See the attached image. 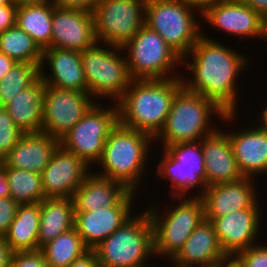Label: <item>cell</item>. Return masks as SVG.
Here are the masks:
<instances>
[{"mask_svg": "<svg viewBox=\"0 0 267 267\" xmlns=\"http://www.w3.org/2000/svg\"><path fill=\"white\" fill-rule=\"evenodd\" d=\"M207 36L202 33L190 52L182 58L186 68L193 73L191 80L181 78L183 86L212 100L226 113H237L236 77L247 67L248 58ZM189 55L191 63L186 60Z\"/></svg>", "mask_w": 267, "mask_h": 267, "instance_id": "cell-1", "label": "cell"}, {"mask_svg": "<svg viewBox=\"0 0 267 267\" xmlns=\"http://www.w3.org/2000/svg\"><path fill=\"white\" fill-rule=\"evenodd\" d=\"M170 79H133L116 102L119 123L153 139L162 130L177 92L181 75Z\"/></svg>", "mask_w": 267, "mask_h": 267, "instance_id": "cell-2", "label": "cell"}, {"mask_svg": "<svg viewBox=\"0 0 267 267\" xmlns=\"http://www.w3.org/2000/svg\"><path fill=\"white\" fill-rule=\"evenodd\" d=\"M213 113L228 123L236 116V113H226L212 100L183 86L173 100L162 130L154 139L156 142L161 140L163 148L200 141L218 129L210 124Z\"/></svg>", "mask_w": 267, "mask_h": 267, "instance_id": "cell-3", "label": "cell"}, {"mask_svg": "<svg viewBox=\"0 0 267 267\" xmlns=\"http://www.w3.org/2000/svg\"><path fill=\"white\" fill-rule=\"evenodd\" d=\"M153 140L149 134L118 122L106 139L97 163L104 171L95 174L121 182L131 191H138L137 184L145 175L148 151Z\"/></svg>", "mask_w": 267, "mask_h": 267, "instance_id": "cell-4", "label": "cell"}, {"mask_svg": "<svg viewBox=\"0 0 267 267\" xmlns=\"http://www.w3.org/2000/svg\"><path fill=\"white\" fill-rule=\"evenodd\" d=\"M145 210L131 216L93 249L100 267H149L145 262L154 256L153 228Z\"/></svg>", "mask_w": 267, "mask_h": 267, "instance_id": "cell-5", "label": "cell"}, {"mask_svg": "<svg viewBox=\"0 0 267 267\" xmlns=\"http://www.w3.org/2000/svg\"><path fill=\"white\" fill-rule=\"evenodd\" d=\"M175 197L180 200L176 207H168L164 216L159 207L146 208L153 228V249L156 257L171 260L183 247L196 227L205 220V207L201 197ZM183 199V200H182ZM162 215H160V214Z\"/></svg>", "mask_w": 267, "mask_h": 267, "instance_id": "cell-6", "label": "cell"}, {"mask_svg": "<svg viewBox=\"0 0 267 267\" xmlns=\"http://www.w3.org/2000/svg\"><path fill=\"white\" fill-rule=\"evenodd\" d=\"M123 51V48L96 42L81 52L87 92L93 98L109 97L117 102L130 86L133 79L126 56L120 54Z\"/></svg>", "mask_w": 267, "mask_h": 267, "instance_id": "cell-7", "label": "cell"}, {"mask_svg": "<svg viewBox=\"0 0 267 267\" xmlns=\"http://www.w3.org/2000/svg\"><path fill=\"white\" fill-rule=\"evenodd\" d=\"M194 10L182 0H146L144 24L183 58L202 35Z\"/></svg>", "mask_w": 267, "mask_h": 267, "instance_id": "cell-8", "label": "cell"}, {"mask_svg": "<svg viewBox=\"0 0 267 267\" xmlns=\"http://www.w3.org/2000/svg\"><path fill=\"white\" fill-rule=\"evenodd\" d=\"M122 48L125 54L129 52L126 59L132 79H170L178 77L171 72H174L177 64L182 65V58L157 32L147 25L144 24L139 32Z\"/></svg>", "mask_w": 267, "mask_h": 267, "instance_id": "cell-9", "label": "cell"}, {"mask_svg": "<svg viewBox=\"0 0 267 267\" xmlns=\"http://www.w3.org/2000/svg\"><path fill=\"white\" fill-rule=\"evenodd\" d=\"M163 154L157 166L156 175L168 179L171 183V197H187V191L200 187L201 197L206 186V170L201 149V140L196 142L178 143L162 148Z\"/></svg>", "mask_w": 267, "mask_h": 267, "instance_id": "cell-10", "label": "cell"}, {"mask_svg": "<svg viewBox=\"0 0 267 267\" xmlns=\"http://www.w3.org/2000/svg\"><path fill=\"white\" fill-rule=\"evenodd\" d=\"M113 105L104 109L96 102L60 140L65 150L75 153L90 168L100 161L105 141L119 122L117 104Z\"/></svg>", "mask_w": 267, "mask_h": 267, "instance_id": "cell-11", "label": "cell"}, {"mask_svg": "<svg viewBox=\"0 0 267 267\" xmlns=\"http://www.w3.org/2000/svg\"><path fill=\"white\" fill-rule=\"evenodd\" d=\"M146 0H99L93 11L97 42L122 48L145 23Z\"/></svg>", "mask_w": 267, "mask_h": 267, "instance_id": "cell-12", "label": "cell"}, {"mask_svg": "<svg viewBox=\"0 0 267 267\" xmlns=\"http://www.w3.org/2000/svg\"><path fill=\"white\" fill-rule=\"evenodd\" d=\"M95 103L88 92L45 84L42 131L60 141Z\"/></svg>", "mask_w": 267, "mask_h": 267, "instance_id": "cell-13", "label": "cell"}, {"mask_svg": "<svg viewBox=\"0 0 267 267\" xmlns=\"http://www.w3.org/2000/svg\"><path fill=\"white\" fill-rule=\"evenodd\" d=\"M89 170V165L81 158L59 145L40 174L45 197L72 198L91 173Z\"/></svg>", "mask_w": 267, "mask_h": 267, "instance_id": "cell-14", "label": "cell"}, {"mask_svg": "<svg viewBox=\"0 0 267 267\" xmlns=\"http://www.w3.org/2000/svg\"><path fill=\"white\" fill-rule=\"evenodd\" d=\"M134 193L137 192L130 190L112 207L90 212L74 211V228L89 249H94L132 216Z\"/></svg>", "mask_w": 267, "mask_h": 267, "instance_id": "cell-15", "label": "cell"}, {"mask_svg": "<svg viewBox=\"0 0 267 267\" xmlns=\"http://www.w3.org/2000/svg\"><path fill=\"white\" fill-rule=\"evenodd\" d=\"M261 213L260 207H250L220 218L205 219L214 225L224 253L227 256H235L238 252L258 243L256 238L260 233Z\"/></svg>", "mask_w": 267, "mask_h": 267, "instance_id": "cell-16", "label": "cell"}, {"mask_svg": "<svg viewBox=\"0 0 267 267\" xmlns=\"http://www.w3.org/2000/svg\"><path fill=\"white\" fill-rule=\"evenodd\" d=\"M96 42L93 13L54 6L49 47L82 52Z\"/></svg>", "mask_w": 267, "mask_h": 267, "instance_id": "cell-17", "label": "cell"}, {"mask_svg": "<svg viewBox=\"0 0 267 267\" xmlns=\"http://www.w3.org/2000/svg\"><path fill=\"white\" fill-rule=\"evenodd\" d=\"M205 22L228 34L240 37L265 38V19L242 0H226L207 8Z\"/></svg>", "mask_w": 267, "mask_h": 267, "instance_id": "cell-18", "label": "cell"}, {"mask_svg": "<svg viewBox=\"0 0 267 267\" xmlns=\"http://www.w3.org/2000/svg\"><path fill=\"white\" fill-rule=\"evenodd\" d=\"M252 179L243 177L235 182L208 186L201 196L205 207V218H220L232 212L259 207Z\"/></svg>", "mask_w": 267, "mask_h": 267, "instance_id": "cell-19", "label": "cell"}, {"mask_svg": "<svg viewBox=\"0 0 267 267\" xmlns=\"http://www.w3.org/2000/svg\"><path fill=\"white\" fill-rule=\"evenodd\" d=\"M47 64L51 70V75H47L43 71ZM40 78L45 84L60 89L87 92L81 52L78 51L55 47L45 48L40 64Z\"/></svg>", "mask_w": 267, "mask_h": 267, "instance_id": "cell-20", "label": "cell"}, {"mask_svg": "<svg viewBox=\"0 0 267 267\" xmlns=\"http://www.w3.org/2000/svg\"><path fill=\"white\" fill-rule=\"evenodd\" d=\"M228 256L224 253L211 221L203 220L171 259L175 267H214Z\"/></svg>", "mask_w": 267, "mask_h": 267, "instance_id": "cell-21", "label": "cell"}, {"mask_svg": "<svg viewBox=\"0 0 267 267\" xmlns=\"http://www.w3.org/2000/svg\"><path fill=\"white\" fill-rule=\"evenodd\" d=\"M219 128L201 139L206 186L235 182L243 178L234 157L229 135Z\"/></svg>", "mask_w": 267, "mask_h": 267, "instance_id": "cell-22", "label": "cell"}, {"mask_svg": "<svg viewBox=\"0 0 267 267\" xmlns=\"http://www.w3.org/2000/svg\"><path fill=\"white\" fill-rule=\"evenodd\" d=\"M227 134L242 176L267 174V132L251 126Z\"/></svg>", "mask_w": 267, "mask_h": 267, "instance_id": "cell-23", "label": "cell"}, {"mask_svg": "<svg viewBox=\"0 0 267 267\" xmlns=\"http://www.w3.org/2000/svg\"><path fill=\"white\" fill-rule=\"evenodd\" d=\"M59 145V140L43 131L24 133L15 147L2 159V162L6 167L41 174Z\"/></svg>", "mask_w": 267, "mask_h": 267, "instance_id": "cell-24", "label": "cell"}, {"mask_svg": "<svg viewBox=\"0 0 267 267\" xmlns=\"http://www.w3.org/2000/svg\"><path fill=\"white\" fill-rule=\"evenodd\" d=\"M129 191L121 182L91 172L72 196L74 211L115 206Z\"/></svg>", "mask_w": 267, "mask_h": 267, "instance_id": "cell-25", "label": "cell"}, {"mask_svg": "<svg viewBox=\"0 0 267 267\" xmlns=\"http://www.w3.org/2000/svg\"><path fill=\"white\" fill-rule=\"evenodd\" d=\"M44 87L45 83L39 77L4 106L23 133L42 131Z\"/></svg>", "mask_w": 267, "mask_h": 267, "instance_id": "cell-26", "label": "cell"}, {"mask_svg": "<svg viewBox=\"0 0 267 267\" xmlns=\"http://www.w3.org/2000/svg\"><path fill=\"white\" fill-rule=\"evenodd\" d=\"M74 228L72 198H45L40 203L39 250L59 235Z\"/></svg>", "mask_w": 267, "mask_h": 267, "instance_id": "cell-27", "label": "cell"}, {"mask_svg": "<svg viewBox=\"0 0 267 267\" xmlns=\"http://www.w3.org/2000/svg\"><path fill=\"white\" fill-rule=\"evenodd\" d=\"M40 203L19 204L4 240L12 253L38 251Z\"/></svg>", "mask_w": 267, "mask_h": 267, "instance_id": "cell-28", "label": "cell"}, {"mask_svg": "<svg viewBox=\"0 0 267 267\" xmlns=\"http://www.w3.org/2000/svg\"><path fill=\"white\" fill-rule=\"evenodd\" d=\"M54 1L17 7L16 25L44 50L51 45Z\"/></svg>", "mask_w": 267, "mask_h": 267, "instance_id": "cell-29", "label": "cell"}, {"mask_svg": "<svg viewBox=\"0 0 267 267\" xmlns=\"http://www.w3.org/2000/svg\"><path fill=\"white\" fill-rule=\"evenodd\" d=\"M88 250L89 248L75 228L59 235L40 248L44 260L50 267H67Z\"/></svg>", "mask_w": 267, "mask_h": 267, "instance_id": "cell-30", "label": "cell"}, {"mask_svg": "<svg viewBox=\"0 0 267 267\" xmlns=\"http://www.w3.org/2000/svg\"><path fill=\"white\" fill-rule=\"evenodd\" d=\"M0 52L17 63L37 64L40 67L43 50L17 25L0 34Z\"/></svg>", "mask_w": 267, "mask_h": 267, "instance_id": "cell-31", "label": "cell"}, {"mask_svg": "<svg viewBox=\"0 0 267 267\" xmlns=\"http://www.w3.org/2000/svg\"><path fill=\"white\" fill-rule=\"evenodd\" d=\"M10 197L18 204L41 203L45 199L39 173L6 167Z\"/></svg>", "mask_w": 267, "mask_h": 267, "instance_id": "cell-32", "label": "cell"}, {"mask_svg": "<svg viewBox=\"0 0 267 267\" xmlns=\"http://www.w3.org/2000/svg\"><path fill=\"white\" fill-rule=\"evenodd\" d=\"M40 77L37 64L16 63L9 72L0 79V107L10 102L18 92L31 86Z\"/></svg>", "mask_w": 267, "mask_h": 267, "instance_id": "cell-33", "label": "cell"}, {"mask_svg": "<svg viewBox=\"0 0 267 267\" xmlns=\"http://www.w3.org/2000/svg\"><path fill=\"white\" fill-rule=\"evenodd\" d=\"M23 134L8 111L0 107V161L15 147Z\"/></svg>", "mask_w": 267, "mask_h": 267, "instance_id": "cell-34", "label": "cell"}, {"mask_svg": "<svg viewBox=\"0 0 267 267\" xmlns=\"http://www.w3.org/2000/svg\"><path fill=\"white\" fill-rule=\"evenodd\" d=\"M243 267H267V246L256 244L234 256Z\"/></svg>", "mask_w": 267, "mask_h": 267, "instance_id": "cell-35", "label": "cell"}, {"mask_svg": "<svg viewBox=\"0 0 267 267\" xmlns=\"http://www.w3.org/2000/svg\"><path fill=\"white\" fill-rule=\"evenodd\" d=\"M9 267H50L40 250L14 252L11 254Z\"/></svg>", "mask_w": 267, "mask_h": 267, "instance_id": "cell-36", "label": "cell"}, {"mask_svg": "<svg viewBox=\"0 0 267 267\" xmlns=\"http://www.w3.org/2000/svg\"><path fill=\"white\" fill-rule=\"evenodd\" d=\"M19 204L11 197H0V237H4L16 217Z\"/></svg>", "mask_w": 267, "mask_h": 267, "instance_id": "cell-37", "label": "cell"}, {"mask_svg": "<svg viewBox=\"0 0 267 267\" xmlns=\"http://www.w3.org/2000/svg\"><path fill=\"white\" fill-rule=\"evenodd\" d=\"M17 6L12 3L0 5V34L16 25Z\"/></svg>", "mask_w": 267, "mask_h": 267, "instance_id": "cell-38", "label": "cell"}, {"mask_svg": "<svg viewBox=\"0 0 267 267\" xmlns=\"http://www.w3.org/2000/svg\"><path fill=\"white\" fill-rule=\"evenodd\" d=\"M99 0H54L55 5L64 9H77L93 13Z\"/></svg>", "mask_w": 267, "mask_h": 267, "instance_id": "cell-39", "label": "cell"}, {"mask_svg": "<svg viewBox=\"0 0 267 267\" xmlns=\"http://www.w3.org/2000/svg\"><path fill=\"white\" fill-rule=\"evenodd\" d=\"M67 267H100V263L95 251L89 249L82 256L71 262Z\"/></svg>", "mask_w": 267, "mask_h": 267, "instance_id": "cell-40", "label": "cell"}, {"mask_svg": "<svg viewBox=\"0 0 267 267\" xmlns=\"http://www.w3.org/2000/svg\"><path fill=\"white\" fill-rule=\"evenodd\" d=\"M187 3L191 7L197 9L200 14H202L207 8L217 5L220 2H224L226 0H182Z\"/></svg>", "mask_w": 267, "mask_h": 267, "instance_id": "cell-41", "label": "cell"}, {"mask_svg": "<svg viewBox=\"0 0 267 267\" xmlns=\"http://www.w3.org/2000/svg\"><path fill=\"white\" fill-rule=\"evenodd\" d=\"M252 10L259 13L264 19L267 18V0H242Z\"/></svg>", "mask_w": 267, "mask_h": 267, "instance_id": "cell-42", "label": "cell"}, {"mask_svg": "<svg viewBox=\"0 0 267 267\" xmlns=\"http://www.w3.org/2000/svg\"><path fill=\"white\" fill-rule=\"evenodd\" d=\"M11 254L12 252L5 242L4 237H0V267H9Z\"/></svg>", "mask_w": 267, "mask_h": 267, "instance_id": "cell-43", "label": "cell"}, {"mask_svg": "<svg viewBox=\"0 0 267 267\" xmlns=\"http://www.w3.org/2000/svg\"><path fill=\"white\" fill-rule=\"evenodd\" d=\"M17 62L0 52V79H2Z\"/></svg>", "mask_w": 267, "mask_h": 267, "instance_id": "cell-44", "label": "cell"}, {"mask_svg": "<svg viewBox=\"0 0 267 267\" xmlns=\"http://www.w3.org/2000/svg\"><path fill=\"white\" fill-rule=\"evenodd\" d=\"M0 197H10L9 186L6 180V166L0 161Z\"/></svg>", "mask_w": 267, "mask_h": 267, "instance_id": "cell-45", "label": "cell"}, {"mask_svg": "<svg viewBox=\"0 0 267 267\" xmlns=\"http://www.w3.org/2000/svg\"><path fill=\"white\" fill-rule=\"evenodd\" d=\"M219 267H243L234 256H228L218 263Z\"/></svg>", "mask_w": 267, "mask_h": 267, "instance_id": "cell-46", "label": "cell"}, {"mask_svg": "<svg viewBox=\"0 0 267 267\" xmlns=\"http://www.w3.org/2000/svg\"><path fill=\"white\" fill-rule=\"evenodd\" d=\"M257 120L260 121V122L256 121V122H258L257 127L259 129H261L262 131L267 132V106H266V108L264 107V109L262 110V113H260V116Z\"/></svg>", "mask_w": 267, "mask_h": 267, "instance_id": "cell-47", "label": "cell"}, {"mask_svg": "<svg viewBox=\"0 0 267 267\" xmlns=\"http://www.w3.org/2000/svg\"><path fill=\"white\" fill-rule=\"evenodd\" d=\"M12 1L18 7L22 5L42 4L54 0H12Z\"/></svg>", "mask_w": 267, "mask_h": 267, "instance_id": "cell-48", "label": "cell"}, {"mask_svg": "<svg viewBox=\"0 0 267 267\" xmlns=\"http://www.w3.org/2000/svg\"><path fill=\"white\" fill-rule=\"evenodd\" d=\"M12 0H0V5H9L12 4Z\"/></svg>", "mask_w": 267, "mask_h": 267, "instance_id": "cell-49", "label": "cell"}, {"mask_svg": "<svg viewBox=\"0 0 267 267\" xmlns=\"http://www.w3.org/2000/svg\"><path fill=\"white\" fill-rule=\"evenodd\" d=\"M267 39V18L265 19V38L264 40ZM267 41V40H265Z\"/></svg>", "mask_w": 267, "mask_h": 267, "instance_id": "cell-50", "label": "cell"}]
</instances>
